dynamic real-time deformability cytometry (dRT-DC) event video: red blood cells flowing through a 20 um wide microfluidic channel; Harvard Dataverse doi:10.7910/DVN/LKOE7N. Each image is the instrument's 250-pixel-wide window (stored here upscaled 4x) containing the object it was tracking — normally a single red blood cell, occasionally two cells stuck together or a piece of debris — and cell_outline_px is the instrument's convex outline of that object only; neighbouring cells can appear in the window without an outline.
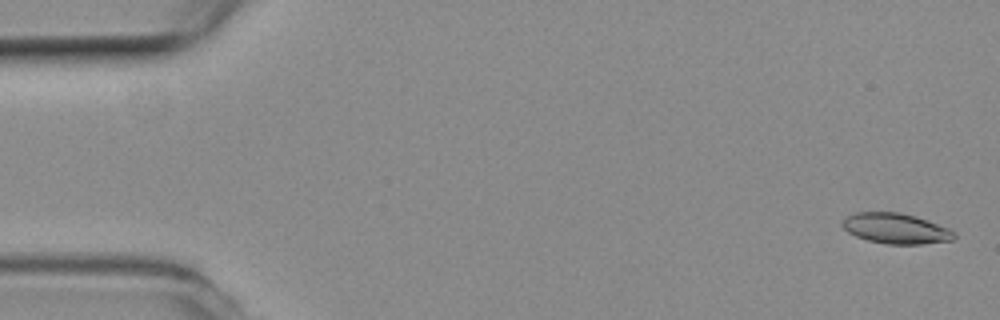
{"species": "common noctule bat (a hibernating species)", "species_latin": "Nyctalus noctula", "temperature_condition": "room temperature", "stored_images_in_passage": 47, "camera_frame_rate_fps": 3000, "um_per_image_px": 0.085, "animal": {"sex": "female", "body_mass_g": 19.3, "forearm_length_mm": 54.1}, "frame": {"image": 1, "passage_image": 2, "time_ms": 0.333, "image_size_px": [1000, 320], "cell_outline_px": [[956, 236], [952, 240], [920, 244], [888, 244], [868, 240], [856, 236], [848, 232], [840, 224], [848, 216], [856, 212], [900, 212], [948, 228], [956, 232]], "centroid_in_image_um": [76.13, 19.43], "position_along_channel_um": 8.9, "area_um2": 19.48}}
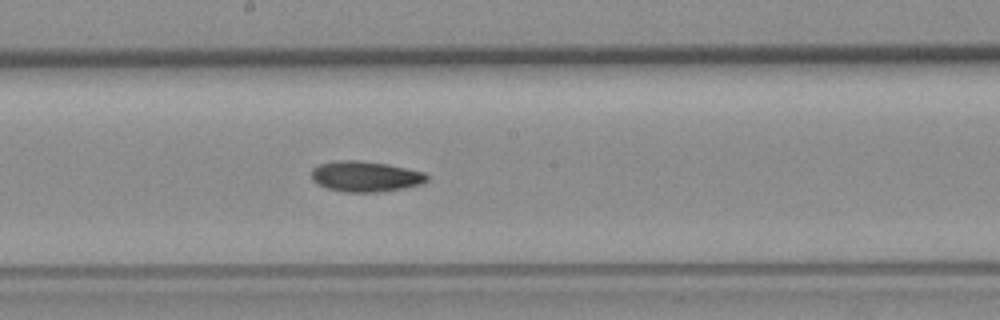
{"frame": {"image": 2, "passage_image": 29, "time_ms": 9.333, "image_size_px": [1000, 320], "cell_outline_px": [[428, 180], [420, 184], [404, 188], [380, 192], [344, 192], [328, 188], [312, 180], [312, 168], [316, 164], [336, 160], [360, 160], [388, 164], [424, 172], [428, 176]], "centroid_in_image_um": [31.05, 14.98], "position_along_channel_um": 217.2, "area_um2": 20.69}}
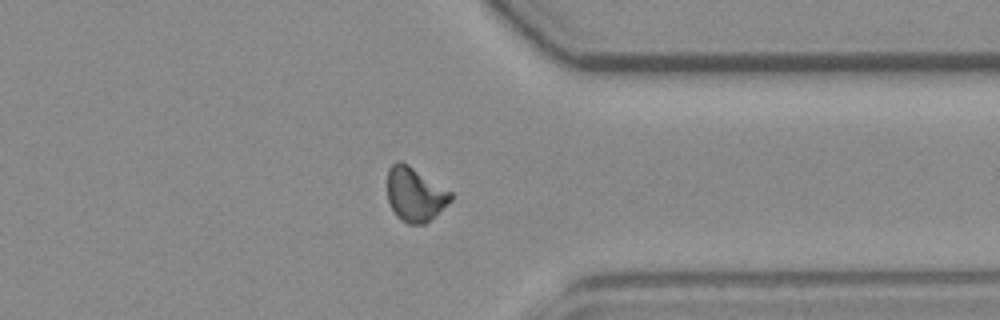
{"frame": {"image": 3, "passage_image": 42, "time_ms": 13.667, "image_size_px": [1000, 320], "cell_outline_px": [[452, 200], [424, 224], [408, 224], [400, 220], [396, 216], [388, 200], [388, 168], [396, 160], [400, 160], [408, 164], [452, 192]], "centroid_in_image_um": [35.26, 16.5], "position_along_channel_um": 376.1, "area_um2": 19.88}, "authors_computed_cell_mechanics": {"area_um2": 19.9988, "velocity_mm_per_s": 3.8156, "shape_relaxation_time_tau1_ms": null, "shape_relaxation_time_tau2_ms": 5.7423, "deformation_change_tau1": null, "deformation_change_tau2": 0.109}}